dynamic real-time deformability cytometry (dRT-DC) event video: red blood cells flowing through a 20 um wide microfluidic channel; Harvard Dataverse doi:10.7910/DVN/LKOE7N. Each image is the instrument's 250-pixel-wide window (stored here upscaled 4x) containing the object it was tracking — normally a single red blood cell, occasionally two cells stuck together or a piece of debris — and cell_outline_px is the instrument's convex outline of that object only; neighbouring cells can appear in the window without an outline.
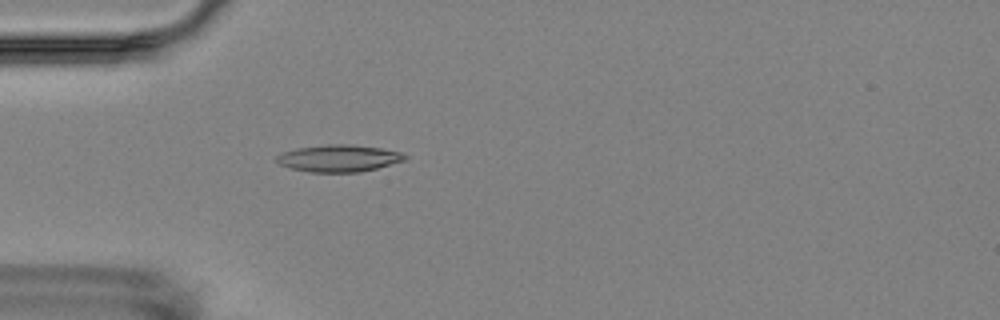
{"species": "Egyptian fruit bat (a non-hibernating species)", "species_latin": "Rousettus aegyptiacus", "temperature_condition": "room temperature", "stored_images_in_passage": 3, "camera_frame_rate_fps": 3000, "um_per_image_px": 0.085, "animal": {"sex": "female"}, "frame": {"image": 1, "passage_image": 3, "time_ms": 3.0, "image_size_px": [1000, 320], "cell_outline_px": [[408, 156], [404, 160], [376, 168], [360, 172], [308, 172], [292, 168], [280, 164], [276, 160], [276, 156], [284, 152], [296, 148], [328, 144], [340, 144], [380, 148], [404, 152]], "centroid_in_image_um": [28.81, 13.45], "position_along_channel_um": 56.2, "area_um2": 19.94}}